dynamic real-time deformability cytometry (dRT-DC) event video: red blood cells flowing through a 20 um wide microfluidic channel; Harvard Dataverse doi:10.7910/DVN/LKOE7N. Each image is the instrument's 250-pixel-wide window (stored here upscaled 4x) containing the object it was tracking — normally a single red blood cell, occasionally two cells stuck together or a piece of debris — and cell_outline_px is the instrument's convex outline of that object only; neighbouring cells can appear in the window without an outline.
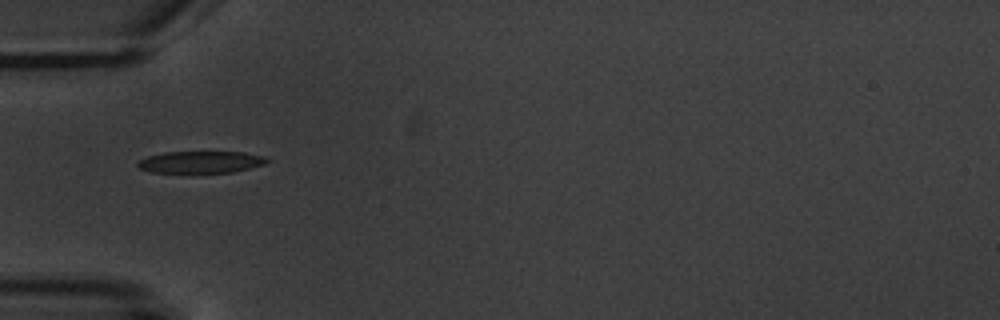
{"species": "common noctule bat (a hibernating species)", "species_latin": "Nyctalus noctula", "temperature_condition": "warm", "stored_images_in_passage": 2, "camera_frame_rate_fps": 3000, "um_per_image_px": 0.085, "animal": {"sex": "male", "body_mass_g": 20.1, "forearm_length_mm": 53.5}, "frame": {"image": 1, "passage_image": 1, "time_ms": 0.0, "image_size_px": [1000, 320], "cell_outline_px": [[268, 160], [264, 164], [232, 172], [152, 172], [140, 168], [136, 164], [140, 160], [148, 156], [164, 152], [244, 152], [264, 156]], "centroid_in_image_um": [17.06, 13.76], "position_along_channel_um": 67.9, "area_um2": 16.18}}